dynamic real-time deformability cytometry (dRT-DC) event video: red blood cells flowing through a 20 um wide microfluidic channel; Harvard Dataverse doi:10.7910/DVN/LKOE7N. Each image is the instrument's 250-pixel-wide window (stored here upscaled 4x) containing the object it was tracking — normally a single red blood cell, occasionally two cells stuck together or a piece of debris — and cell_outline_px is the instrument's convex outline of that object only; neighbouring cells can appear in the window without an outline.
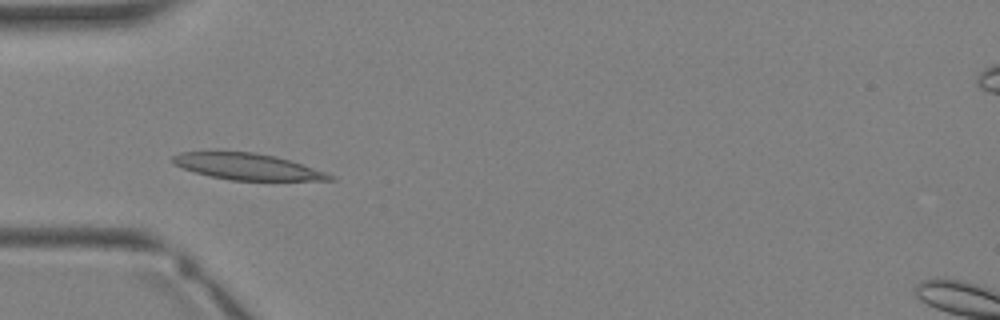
{"species": "Egyptian fruit bat (a non-hibernating species)", "species_latin": "Rousettus aegyptiacus", "temperature_condition": "warm", "stored_images_in_passage": 3, "camera_frame_rate_fps": 3000, "um_per_image_px": 0.085, "animal": {"sex": "female"}, "frame": {"image": 1, "passage_image": 3, "time_ms": 2.333, "image_size_px": [1000, 320], "cell_outline_px": [[336, 180], [228, 180], [196, 172], [184, 168], [176, 164], [172, 160], [172, 156], [180, 152], [252, 152], [276, 156], [336, 176]], "centroid_in_image_um": [21.04, 14.16], "position_along_channel_um": 64.0, "area_um2": 23.52}}